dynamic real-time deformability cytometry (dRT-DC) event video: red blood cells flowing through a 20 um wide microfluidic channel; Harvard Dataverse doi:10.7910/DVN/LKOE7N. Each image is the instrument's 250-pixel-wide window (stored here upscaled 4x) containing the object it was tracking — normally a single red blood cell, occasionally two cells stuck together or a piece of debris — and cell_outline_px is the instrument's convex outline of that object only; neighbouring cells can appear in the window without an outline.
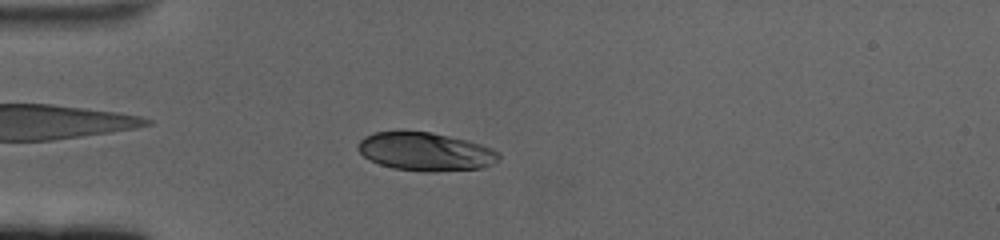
{"species": "human", "species_latin": "Homo sapiens", "temperature_condition": "cold", "stored_images_in_passage": 60, "camera_frame_rate_fps": 3000, "um_per_image_px": 0.085, "donor": {"sex": "female"}, "frame": {"image": 1, "passage_image": 17, "time_ms": 5.333, "image_size_px": [1000, 240], "cell_outline_px": [[500, 160], [492, 164], [480, 168], [436, 172], [424, 172], [392, 168], [368, 160], [356, 148], [356, 144], [364, 136], [372, 132], [432, 132], [468, 140], [492, 148], [500, 152]], "centroid_in_image_um": [36.16, 12.9], "position_along_channel_um": 48.8, "area_um2": 31.73}}
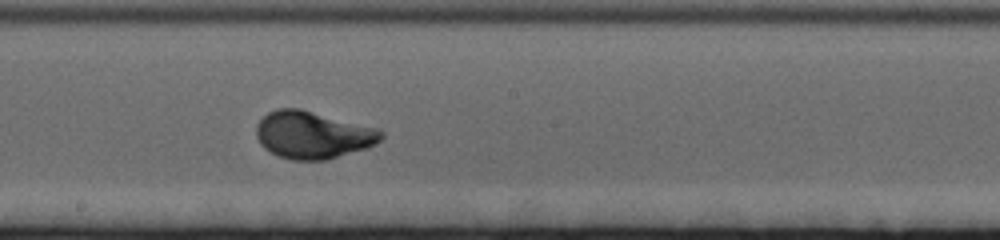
{"frame": {"image": 2, "passage_image": 34, "time_ms": 11.0, "image_size_px": [1000, 240], "cell_outline_px": [[384, 136], [376, 144], [328, 160], [292, 160], [280, 156], [264, 148], [260, 144], [256, 136], [256, 124], [268, 112], [276, 108], [300, 108], [376, 128], [384, 132]], "centroid_in_image_um": [26.56, 11.46], "position_along_channel_um": 221.6, "area_um2": 34.33}}
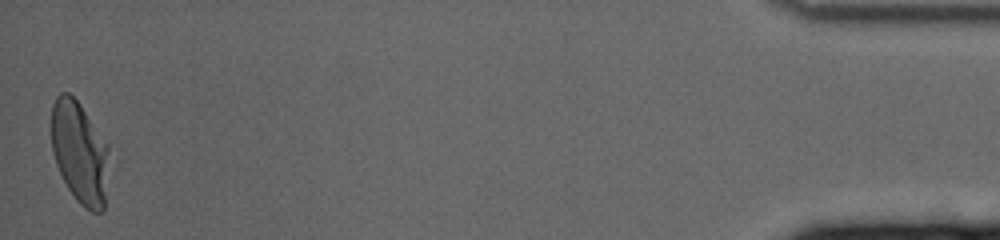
{"frame": {"image": 3, "passage_image": 60, "time_ms": 19.667, "image_size_px": [1000, 240], "cell_outline_px": [[112, 160], [104, 212], [92, 212], [84, 208], [76, 200], [68, 188], [56, 164], [52, 152], [52, 104], [56, 96], [60, 92], [68, 92], [80, 104], [108, 144]], "centroid_in_image_um": [6.84, 13.01], "position_along_channel_um": 428.4, "area_um2": 35.2}, "authors_computed_cell_mechanics": {"area_um2": 33.0327, "velocity_mm_per_s": 3.3594, "shape_relaxation_time_tau1_ms": 2.8709, "shape_relaxation_time_tau2_ms": null, "deformation_change_tau1": 0.1641, "deformation_change_tau2": null}}